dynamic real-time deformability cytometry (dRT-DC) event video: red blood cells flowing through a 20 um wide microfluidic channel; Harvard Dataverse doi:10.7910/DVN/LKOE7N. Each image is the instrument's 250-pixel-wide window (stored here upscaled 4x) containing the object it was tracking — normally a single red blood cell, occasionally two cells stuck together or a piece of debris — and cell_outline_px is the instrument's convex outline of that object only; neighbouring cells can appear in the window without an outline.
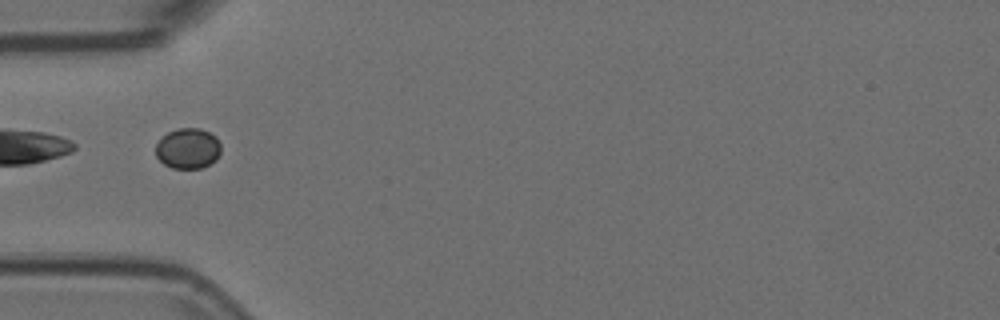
{"species": "Egyptian fruit bat (a non-hibernating species)", "species_latin": "Rousettus aegyptiacus", "temperature_condition": "room temperature", "stored_images_in_passage": 5, "camera_frame_rate_fps": 3000, "um_per_image_px": 0.085, "animal": {"sex": "female"}, "frame": {"image": 1, "passage_image": 3, "time_ms": 0.667, "image_size_px": [1000, 320], "cell_outline_px": [[220, 152], [216, 160], [200, 168], [172, 168], [164, 164], [156, 156], [156, 144], [168, 132], [176, 128], [200, 128], [216, 136], [220, 144]], "centroid_in_image_um": [15.98, 12.61], "position_along_channel_um": 69.0, "area_um2": 15.32}}
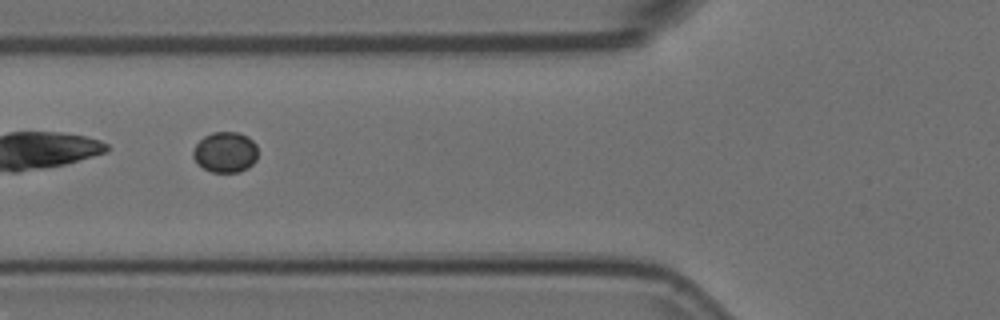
{"frame": {"image": 2, "passage_image": 4, "time_ms": 1.0, "image_size_px": [1000, 320], "cell_outline_px": [[256, 160], [248, 168], [240, 172], [212, 172], [196, 164], [192, 156], [192, 152], [196, 144], [204, 136], [212, 132], [236, 132], [248, 136], [256, 144]], "centroid_in_image_um": [19.13, 12.94], "position_along_channel_um": 106.7, "area_um2": 15.43}}
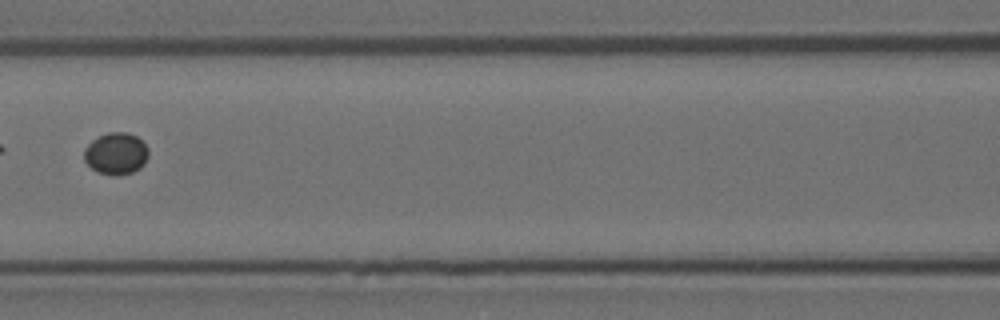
{"frame": {"image": 3, "passage_image": 5, "time_ms": 1.333, "image_size_px": [1000, 320], "cell_outline_px": [[148, 156], [144, 164], [140, 168], [132, 172], [116, 176], [112, 176], [96, 172], [84, 160], [84, 148], [92, 140], [108, 132], [128, 132], [136, 136], [148, 148]], "centroid_in_image_um": [9.85, 13.06], "position_along_channel_um": 156.7, "area_um2": 15.78}}